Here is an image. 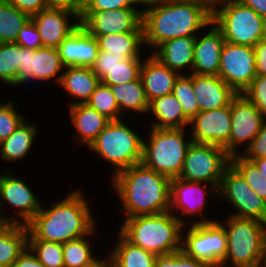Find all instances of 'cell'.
I'll return each mask as SVG.
<instances>
[{
  "instance_id": "9",
  "label": "cell",
  "mask_w": 266,
  "mask_h": 267,
  "mask_svg": "<svg viewBox=\"0 0 266 267\" xmlns=\"http://www.w3.org/2000/svg\"><path fill=\"white\" fill-rule=\"evenodd\" d=\"M227 245L226 232L217 219L183 226L181 249L207 267H221L227 254Z\"/></svg>"
},
{
  "instance_id": "31",
  "label": "cell",
  "mask_w": 266,
  "mask_h": 267,
  "mask_svg": "<svg viewBox=\"0 0 266 267\" xmlns=\"http://www.w3.org/2000/svg\"><path fill=\"white\" fill-rule=\"evenodd\" d=\"M97 38L99 51L124 55L127 58L142 57L144 44L143 32H124L94 36Z\"/></svg>"
},
{
  "instance_id": "42",
  "label": "cell",
  "mask_w": 266,
  "mask_h": 267,
  "mask_svg": "<svg viewBox=\"0 0 266 267\" xmlns=\"http://www.w3.org/2000/svg\"><path fill=\"white\" fill-rule=\"evenodd\" d=\"M154 267H207L203 262L187 255L182 249L156 256Z\"/></svg>"
},
{
  "instance_id": "30",
  "label": "cell",
  "mask_w": 266,
  "mask_h": 267,
  "mask_svg": "<svg viewBox=\"0 0 266 267\" xmlns=\"http://www.w3.org/2000/svg\"><path fill=\"white\" fill-rule=\"evenodd\" d=\"M27 225L10 223L0 228V267H11L27 247Z\"/></svg>"
},
{
  "instance_id": "33",
  "label": "cell",
  "mask_w": 266,
  "mask_h": 267,
  "mask_svg": "<svg viewBox=\"0 0 266 267\" xmlns=\"http://www.w3.org/2000/svg\"><path fill=\"white\" fill-rule=\"evenodd\" d=\"M96 232L95 228L89 235L62 244L64 267H90L101 259L96 256L98 254L93 252L91 246L93 244L91 239H96Z\"/></svg>"
},
{
  "instance_id": "32",
  "label": "cell",
  "mask_w": 266,
  "mask_h": 267,
  "mask_svg": "<svg viewBox=\"0 0 266 267\" xmlns=\"http://www.w3.org/2000/svg\"><path fill=\"white\" fill-rule=\"evenodd\" d=\"M122 116L130 112L148 114L149 102L141 79L110 86ZM127 112V113H125Z\"/></svg>"
},
{
  "instance_id": "56",
  "label": "cell",
  "mask_w": 266,
  "mask_h": 267,
  "mask_svg": "<svg viewBox=\"0 0 266 267\" xmlns=\"http://www.w3.org/2000/svg\"><path fill=\"white\" fill-rule=\"evenodd\" d=\"M258 267H266V248L264 250V253L261 256L260 262L258 264Z\"/></svg>"
},
{
  "instance_id": "4",
  "label": "cell",
  "mask_w": 266,
  "mask_h": 267,
  "mask_svg": "<svg viewBox=\"0 0 266 267\" xmlns=\"http://www.w3.org/2000/svg\"><path fill=\"white\" fill-rule=\"evenodd\" d=\"M118 232L156 256L181 250L183 224L170 211L123 218Z\"/></svg>"
},
{
  "instance_id": "36",
  "label": "cell",
  "mask_w": 266,
  "mask_h": 267,
  "mask_svg": "<svg viewBox=\"0 0 266 267\" xmlns=\"http://www.w3.org/2000/svg\"><path fill=\"white\" fill-rule=\"evenodd\" d=\"M21 46L15 42L0 43V84L7 86L16 83L20 67Z\"/></svg>"
},
{
  "instance_id": "49",
  "label": "cell",
  "mask_w": 266,
  "mask_h": 267,
  "mask_svg": "<svg viewBox=\"0 0 266 267\" xmlns=\"http://www.w3.org/2000/svg\"><path fill=\"white\" fill-rule=\"evenodd\" d=\"M257 75L266 76V41L261 40L253 46Z\"/></svg>"
},
{
  "instance_id": "14",
  "label": "cell",
  "mask_w": 266,
  "mask_h": 267,
  "mask_svg": "<svg viewBox=\"0 0 266 267\" xmlns=\"http://www.w3.org/2000/svg\"><path fill=\"white\" fill-rule=\"evenodd\" d=\"M64 69L57 48L43 46L33 50L21 47L20 67L12 87L52 80L59 86Z\"/></svg>"
},
{
  "instance_id": "51",
  "label": "cell",
  "mask_w": 266,
  "mask_h": 267,
  "mask_svg": "<svg viewBox=\"0 0 266 267\" xmlns=\"http://www.w3.org/2000/svg\"><path fill=\"white\" fill-rule=\"evenodd\" d=\"M11 267H45L32 253V251L26 247L25 250L19 255L18 259Z\"/></svg>"
},
{
  "instance_id": "46",
  "label": "cell",
  "mask_w": 266,
  "mask_h": 267,
  "mask_svg": "<svg viewBox=\"0 0 266 267\" xmlns=\"http://www.w3.org/2000/svg\"><path fill=\"white\" fill-rule=\"evenodd\" d=\"M15 43L33 50L43 47L41 36L31 19L21 28Z\"/></svg>"
},
{
  "instance_id": "55",
  "label": "cell",
  "mask_w": 266,
  "mask_h": 267,
  "mask_svg": "<svg viewBox=\"0 0 266 267\" xmlns=\"http://www.w3.org/2000/svg\"><path fill=\"white\" fill-rule=\"evenodd\" d=\"M2 210L1 202H0V228L9 225L11 222L8 220V215L4 214L5 211Z\"/></svg>"
},
{
  "instance_id": "25",
  "label": "cell",
  "mask_w": 266,
  "mask_h": 267,
  "mask_svg": "<svg viewBox=\"0 0 266 267\" xmlns=\"http://www.w3.org/2000/svg\"><path fill=\"white\" fill-rule=\"evenodd\" d=\"M101 80L92 71L91 67H65L60 81V87L72 99L68 106L86 104Z\"/></svg>"
},
{
  "instance_id": "3",
  "label": "cell",
  "mask_w": 266,
  "mask_h": 267,
  "mask_svg": "<svg viewBox=\"0 0 266 267\" xmlns=\"http://www.w3.org/2000/svg\"><path fill=\"white\" fill-rule=\"evenodd\" d=\"M170 181L142 163L117 173L110 183L119 196L122 218L169 211Z\"/></svg>"
},
{
  "instance_id": "35",
  "label": "cell",
  "mask_w": 266,
  "mask_h": 267,
  "mask_svg": "<svg viewBox=\"0 0 266 267\" xmlns=\"http://www.w3.org/2000/svg\"><path fill=\"white\" fill-rule=\"evenodd\" d=\"M27 247L45 267H64L61 243L39 240L28 230Z\"/></svg>"
},
{
  "instance_id": "23",
  "label": "cell",
  "mask_w": 266,
  "mask_h": 267,
  "mask_svg": "<svg viewBox=\"0 0 266 267\" xmlns=\"http://www.w3.org/2000/svg\"><path fill=\"white\" fill-rule=\"evenodd\" d=\"M192 83L200 111L228 106L237 95L219 76L192 73Z\"/></svg>"
},
{
  "instance_id": "41",
  "label": "cell",
  "mask_w": 266,
  "mask_h": 267,
  "mask_svg": "<svg viewBox=\"0 0 266 267\" xmlns=\"http://www.w3.org/2000/svg\"><path fill=\"white\" fill-rule=\"evenodd\" d=\"M0 101V143L7 139L25 120V115L18 111L14 100Z\"/></svg>"
},
{
  "instance_id": "52",
  "label": "cell",
  "mask_w": 266,
  "mask_h": 267,
  "mask_svg": "<svg viewBox=\"0 0 266 267\" xmlns=\"http://www.w3.org/2000/svg\"><path fill=\"white\" fill-rule=\"evenodd\" d=\"M244 5L251 7L257 14L266 19V0H240Z\"/></svg>"
},
{
  "instance_id": "39",
  "label": "cell",
  "mask_w": 266,
  "mask_h": 267,
  "mask_svg": "<svg viewBox=\"0 0 266 267\" xmlns=\"http://www.w3.org/2000/svg\"><path fill=\"white\" fill-rule=\"evenodd\" d=\"M144 57L128 58L119 62L110 72L101 80V83L112 86L122 85L126 82L138 80L140 78L141 66Z\"/></svg>"
},
{
  "instance_id": "29",
  "label": "cell",
  "mask_w": 266,
  "mask_h": 267,
  "mask_svg": "<svg viewBox=\"0 0 266 267\" xmlns=\"http://www.w3.org/2000/svg\"><path fill=\"white\" fill-rule=\"evenodd\" d=\"M117 242L108 254L113 267H154L156 255L135 246L117 232Z\"/></svg>"
},
{
  "instance_id": "37",
  "label": "cell",
  "mask_w": 266,
  "mask_h": 267,
  "mask_svg": "<svg viewBox=\"0 0 266 267\" xmlns=\"http://www.w3.org/2000/svg\"><path fill=\"white\" fill-rule=\"evenodd\" d=\"M107 119L118 120L125 118L121 115L118 104L110 86L100 82L86 103Z\"/></svg>"
},
{
  "instance_id": "28",
  "label": "cell",
  "mask_w": 266,
  "mask_h": 267,
  "mask_svg": "<svg viewBox=\"0 0 266 267\" xmlns=\"http://www.w3.org/2000/svg\"><path fill=\"white\" fill-rule=\"evenodd\" d=\"M36 123L24 121L7 139L0 143V158L5 163H16L26 158L38 140Z\"/></svg>"
},
{
  "instance_id": "15",
  "label": "cell",
  "mask_w": 266,
  "mask_h": 267,
  "mask_svg": "<svg viewBox=\"0 0 266 267\" xmlns=\"http://www.w3.org/2000/svg\"><path fill=\"white\" fill-rule=\"evenodd\" d=\"M230 111L231 132L229 142L224 150L230 156H234L241 154L251 144L260 131L265 117L243 94H237L232 99ZM240 146L243 149L242 151H240Z\"/></svg>"
},
{
  "instance_id": "44",
  "label": "cell",
  "mask_w": 266,
  "mask_h": 267,
  "mask_svg": "<svg viewBox=\"0 0 266 267\" xmlns=\"http://www.w3.org/2000/svg\"><path fill=\"white\" fill-rule=\"evenodd\" d=\"M144 0H83L82 11L117 10L121 8H142ZM141 5V6H140Z\"/></svg>"
},
{
  "instance_id": "12",
  "label": "cell",
  "mask_w": 266,
  "mask_h": 267,
  "mask_svg": "<svg viewBox=\"0 0 266 267\" xmlns=\"http://www.w3.org/2000/svg\"><path fill=\"white\" fill-rule=\"evenodd\" d=\"M218 200L233 206V212L228 213L230 216L256 219L266 223V201L252 190L231 164L225 169L221 178Z\"/></svg>"
},
{
  "instance_id": "54",
  "label": "cell",
  "mask_w": 266,
  "mask_h": 267,
  "mask_svg": "<svg viewBox=\"0 0 266 267\" xmlns=\"http://www.w3.org/2000/svg\"><path fill=\"white\" fill-rule=\"evenodd\" d=\"M90 267H113L112 261L110 260L109 256L106 255L103 258L96 262L94 265Z\"/></svg>"
},
{
  "instance_id": "21",
  "label": "cell",
  "mask_w": 266,
  "mask_h": 267,
  "mask_svg": "<svg viewBox=\"0 0 266 267\" xmlns=\"http://www.w3.org/2000/svg\"><path fill=\"white\" fill-rule=\"evenodd\" d=\"M208 33H199L194 44L192 73L218 76L221 51L225 43L222 31L211 21Z\"/></svg>"
},
{
  "instance_id": "7",
  "label": "cell",
  "mask_w": 266,
  "mask_h": 267,
  "mask_svg": "<svg viewBox=\"0 0 266 267\" xmlns=\"http://www.w3.org/2000/svg\"><path fill=\"white\" fill-rule=\"evenodd\" d=\"M226 218L217 219L224 227L228 244L221 267H258L266 248V223L230 215Z\"/></svg>"
},
{
  "instance_id": "5",
  "label": "cell",
  "mask_w": 266,
  "mask_h": 267,
  "mask_svg": "<svg viewBox=\"0 0 266 267\" xmlns=\"http://www.w3.org/2000/svg\"><path fill=\"white\" fill-rule=\"evenodd\" d=\"M149 129L146 139L143 136L141 163L170 179L178 178L187 150L193 142L188 128Z\"/></svg>"
},
{
  "instance_id": "26",
  "label": "cell",
  "mask_w": 266,
  "mask_h": 267,
  "mask_svg": "<svg viewBox=\"0 0 266 267\" xmlns=\"http://www.w3.org/2000/svg\"><path fill=\"white\" fill-rule=\"evenodd\" d=\"M68 108L70 116L68 118L76 130L73 143L89 147L110 120L88 104L71 105Z\"/></svg>"
},
{
  "instance_id": "58",
  "label": "cell",
  "mask_w": 266,
  "mask_h": 267,
  "mask_svg": "<svg viewBox=\"0 0 266 267\" xmlns=\"http://www.w3.org/2000/svg\"><path fill=\"white\" fill-rule=\"evenodd\" d=\"M208 1L211 5H213L214 3L218 2L219 0H205Z\"/></svg>"
},
{
  "instance_id": "24",
  "label": "cell",
  "mask_w": 266,
  "mask_h": 267,
  "mask_svg": "<svg viewBox=\"0 0 266 267\" xmlns=\"http://www.w3.org/2000/svg\"><path fill=\"white\" fill-rule=\"evenodd\" d=\"M195 40L196 37L191 36L174 38L161 43L150 53L180 75L191 74ZM187 69L188 71H186Z\"/></svg>"
},
{
  "instance_id": "57",
  "label": "cell",
  "mask_w": 266,
  "mask_h": 267,
  "mask_svg": "<svg viewBox=\"0 0 266 267\" xmlns=\"http://www.w3.org/2000/svg\"><path fill=\"white\" fill-rule=\"evenodd\" d=\"M264 40L266 41V19L264 22Z\"/></svg>"
},
{
  "instance_id": "13",
  "label": "cell",
  "mask_w": 266,
  "mask_h": 267,
  "mask_svg": "<svg viewBox=\"0 0 266 267\" xmlns=\"http://www.w3.org/2000/svg\"><path fill=\"white\" fill-rule=\"evenodd\" d=\"M0 174V202L2 209L5 205L13 208L12 215H8L11 223L27 225L34 216L39 212L42 201L36 191H33L29 182L16 176L15 171L8 169L5 173Z\"/></svg>"
},
{
  "instance_id": "20",
  "label": "cell",
  "mask_w": 266,
  "mask_h": 267,
  "mask_svg": "<svg viewBox=\"0 0 266 267\" xmlns=\"http://www.w3.org/2000/svg\"><path fill=\"white\" fill-rule=\"evenodd\" d=\"M65 67H91L99 51L97 38L80 24L57 47Z\"/></svg>"
},
{
  "instance_id": "50",
  "label": "cell",
  "mask_w": 266,
  "mask_h": 267,
  "mask_svg": "<svg viewBox=\"0 0 266 267\" xmlns=\"http://www.w3.org/2000/svg\"><path fill=\"white\" fill-rule=\"evenodd\" d=\"M48 8H62L75 12L78 16L82 11L83 0H46Z\"/></svg>"
},
{
  "instance_id": "38",
  "label": "cell",
  "mask_w": 266,
  "mask_h": 267,
  "mask_svg": "<svg viewBox=\"0 0 266 267\" xmlns=\"http://www.w3.org/2000/svg\"><path fill=\"white\" fill-rule=\"evenodd\" d=\"M172 94L179 100L183 113L189 120L200 112L197 97L194 94L192 73L178 76Z\"/></svg>"
},
{
  "instance_id": "45",
  "label": "cell",
  "mask_w": 266,
  "mask_h": 267,
  "mask_svg": "<svg viewBox=\"0 0 266 267\" xmlns=\"http://www.w3.org/2000/svg\"><path fill=\"white\" fill-rule=\"evenodd\" d=\"M124 55H115L106 51H98L97 58L91 66L92 71L102 80L119 62L127 60Z\"/></svg>"
},
{
  "instance_id": "11",
  "label": "cell",
  "mask_w": 266,
  "mask_h": 267,
  "mask_svg": "<svg viewBox=\"0 0 266 267\" xmlns=\"http://www.w3.org/2000/svg\"><path fill=\"white\" fill-rule=\"evenodd\" d=\"M230 158L221 146L192 142L178 178L219 188L224 171L230 165Z\"/></svg>"
},
{
  "instance_id": "18",
  "label": "cell",
  "mask_w": 266,
  "mask_h": 267,
  "mask_svg": "<svg viewBox=\"0 0 266 267\" xmlns=\"http://www.w3.org/2000/svg\"><path fill=\"white\" fill-rule=\"evenodd\" d=\"M188 126L193 142L214 144L224 148L229 142L231 132L230 105L200 111L189 121Z\"/></svg>"
},
{
  "instance_id": "53",
  "label": "cell",
  "mask_w": 266,
  "mask_h": 267,
  "mask_svg": "<svg viewBox=\"0 0 266 267\" xmlns=\"http://www.w3.org/2000/svg\"><path fill=\"white\" fill-rule=\"evenodd\" d=\"M251 162L258 168V170L266 178V158L253 159Z\"/></svg>"
},
{
  "instance_id": "40",
  "label": "cell",
  "mask_w": 266,
  "mask_h": 267,
  "mask_svg": "<svg viewBox=\"0 0 266 267\" xmlns=\"http://www.w3.org/2000/svg\"><path fill=\"white\" fill-rule=\"evenodd\" d=\"M230 164L243 176L252 190L266 201V178L258 168L240 154L231 156Z\"/></svg>"
},
{
  "instance_id": "8",
  "label": "cell",
  "mask_w": 266,
  "mask_h": 267,
  "mask_svg": "<svg viewBox=\"0 0 266 267\" xmlns=\"http://www.w3.org/2000/svg\"><path fill=\"white\" fill-rule=\"evenodd\" d=\"M212 22L226 42L254 46L264 40L265 19L240 0H219L212 5Z\"/></svg>"
},
{
  "instance_id": "47",
  "label": "cell",
  "mask_w": 266,
  "mask_h": 267,
  "mask_svg": "<svg viewBox=\"0 0 266 267\" xmlns=\"http://www.w3.org/2000/svg\"><path fill=\"white\" fill-rule=\"evenodd\" d=\"M240 155L248 161L266 158V118L264 119L261 129L256 137Z\"/></svg>"
},
{
  "instance_id": "27",
  "label": "cell",
  "mask_w": 266,
  "mask_h": 267,
  "mask_svg": "<svg viewBox=\"0 0 266 267\" xmlns=\"http://www.w3.org/2000/svg\"><path fill=\"white\" fill-rule=\"evenodd\" d=\"M148 113L154 119L149 125L159 129L188 128L189 119L184 115L179 100L173 95H164L149 103Z\"/></svg>"
},
{
  "instance_id": "19",
  "label": "cell",
  "mask_w": 266,
  "mask_h": 267,
  "mask_svg": "<svg viewBox=\"0 0 266 267\" xmlns=\"http://www.w3.org/2000/svg\"><path fill=\"white\" fill-rule=\"evenodd\" d=\"M31 20L38 29L43 46L54 48L80 25V17L75 12L62 8L43 9L31 16Z\"/></svg>"
},
{
  "instance_id": "16",
  "label": "cell",
  "mask_w": 266,
  "mask_h": 267,
  "mask_svg": "<svg viewBox=\"0 0 266 267\" xmlns=\"http://www.w3.org/2000/svg\"><path fill=\"white\" fill-rule=\"evenodd\" d=\"M256 75L254 48L225 41L218 76L237 94H242Z\"/></svg>"
},
{
  "instance_id": "17",
  "label": "cell",
  "mask_w": 266,
  "mask_h": 267,
  "mask_svg": "<svg viewBox=\"0 0 266 267\" xmlns=\"http://www.w3.org/2000/svg\"><path fill=\"white\" fill-rule=\"evenodd\" d=\"M80 24L92 35L143 32L142 8L81 11Z\"/></svg>"
},
{
  "instance_id": "22",
  "label": "cell",
  "mask_w": 266,
  "mask_h": 267,
  "mask_svg": "<svg viewBox=\"0 0 266 267\" xmlns=\"http://www.w3.org/2000/svg\"><path fill=\"white\" fill-rule=\"evenodd\" d=\"M179 75L178 72L171 70L151 53L144 57L140 79L148 102L172 94L175 81Z\"/></svg>"
},
{
  "instance_id": "34",
  "label": "cell",
  "mask_w": 266,
  "mask_h": 267,
  "mask_svg": "<svg viewBox=\"0 0 266 267\" xmlns=\"http://www.w3.org/2000/svg\"><path fill=\"white\" fill-rule=\"evenodd\" d=\"M31 19L7 0L0 2V43L15 42L19 31Z\"/></svg>"
},
{
  "instance_id": "6",
  "label": "cell",
  "mask_w": 266,
  "mask_h": 267,
  "mask_svg": "<svg viewBox=\"0 0 266 267\" xmlns=\"http://www.w3.org/2000/svg\"><path fill=\"white\" fill-rule=\"evenodd\" d=\"M124 119L127 117L109 121L89 145V149H92L96 156L112 164L109 165L113 168L110 178L142 162L143 135H139L135 128L131 129Z\"/></svg>"
},
{
  "instance_id": "10",
  "label": "cell",
  "mask_w": 266,
  "mask_h": 267,
  "mask_svg": "<svg viewBox=\"0 0 266 267\" xmlns=\"http://www.w3.org/2000/svg\"><path fill=\"white\" fill-rule=\"evenodd\" d=\"M208 196L209 199L210 196L213 197V199L214 197L218 199V188L215 185L173 178L170 181L169 211L175 215L183 225L216 221V217H207L205 213V208L207 209L208 207V201L206 200ZM187 217H193V220L190 219L188 221Z\"/></svg>"
},
{
  "instance_id": "48",
  "label": "cell",
  "mask_w": 266,
  "mask_h": 267,
  "mask_svg": "<svg viewBox=\"0 0 266 267\" xmlns=\"http://www.w3.org/2000/svg\"><path fill=\"white\" fill-rule=\"evenodd\" d=\"M12 6L18 8L28 16H33L48 8L46 0H7Z\"/></svg>"
},
{
  "instance_id": "1",
  "label": "cell",
  "mask_w": 266,
  "mask_h": 267,
  "mask_svg": "<svg viewBox=\"0 0 266 267\" xmlns=\"http://www.w3.org/2000/svg\"><path fill=\"white\" fill-rule=\"evenodd\" d=\"M143 5L144 44L151 52L165 41L196 37L212 21V5L205 0H144Z\"/></svg>"
},
{
  "instance_id": "2",
  "label": "cell",
  "mask_w": 266,
  "mask_h": 267,
  "mask_svg": "<svg viewBox=\"0 0 266 267\" xmlns=\"http://www.w3.org/2000/svg\"><path fill=\"white\" fill-rule=\"evenodd\" d=\"M80 187L50 202V207L42 204L39 212L27 224L28 230L39 240L65 243L89 235L97 228L92 205Z\"/></svg>"
},
{
  "instance_id": "43",
  "label": "cell",
  "mask_w": 266,
  "mask_h": 267,
  "mask_svg": "<svg viewBox=\"0 0 266 267\" xmlns=\"http://www.w3.org/2000/svg\"><path fill=\"white\" fill-rule=\"evenodd\" d=\"M242 94L249 99L266 118V76L256 75Z\"/></svg>"
}]
</instances>
